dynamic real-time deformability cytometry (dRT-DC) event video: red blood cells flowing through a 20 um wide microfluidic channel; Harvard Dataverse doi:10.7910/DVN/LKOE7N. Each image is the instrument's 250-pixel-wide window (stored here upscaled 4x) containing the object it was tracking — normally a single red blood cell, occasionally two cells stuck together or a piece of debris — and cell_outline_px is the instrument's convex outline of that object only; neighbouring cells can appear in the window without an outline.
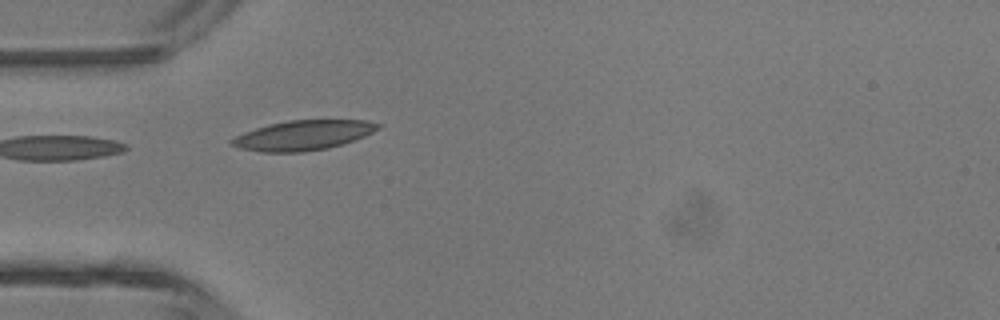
{"species": "common noctule bat (a hibernating species)", "species_latin": "Nyctalus noctula", "temperature_condition": "room temperature", "stored_images_in_passage": 4, "camera_frame_rate_fps": 3000, "um_per_image_px": 0.085, "animal": {"sex": "male", "body_mass_g": 13.3}, "frame": {"image": 1, "passage_image": 4, "time_ms": 3.333, "image_size_px": [1000, 320], "cell_outline_px": [[384, 124], [380, 128], [364, 136], [328, 148], [304, 152], [260, 152], [240, 148], [232, 144], [228, 140], [244, 132], [268, 124], [288, 120], [368, 120]], "centroid_in_image_um": [25.77, 11.49], "position_along_channel_um": 59.2, "area_um2": 25.37}}